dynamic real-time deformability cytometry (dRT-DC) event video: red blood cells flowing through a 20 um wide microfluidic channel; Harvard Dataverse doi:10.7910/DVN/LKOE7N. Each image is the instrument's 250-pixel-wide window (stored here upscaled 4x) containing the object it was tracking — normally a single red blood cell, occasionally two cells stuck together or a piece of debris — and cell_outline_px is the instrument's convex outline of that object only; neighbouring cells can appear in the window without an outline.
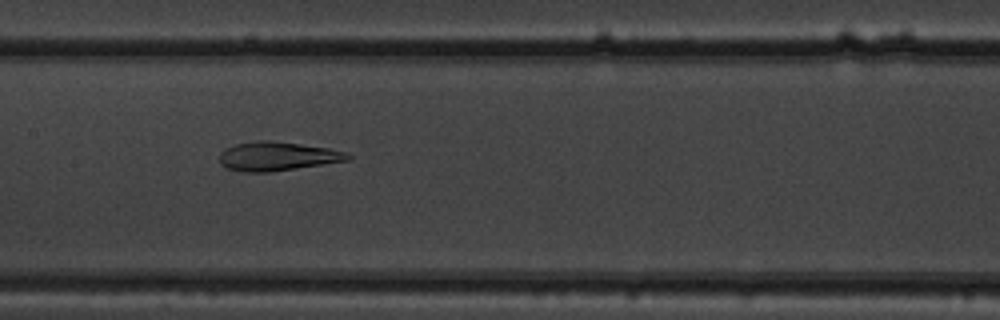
{"species": "common noctule bat (a hibernating species)", "species_latin": "Nyctalus noctula", "temperature_condition": "warm", "stored_images_in_passage": 48, "camera_frame_rate_fps": 3000, "um_per_image_px": 0.085, "animal": {"sex": "male", "body_mass_g": 19.5, "forearm_length_mm": 54.6}, "frame": {"image": 1, "passage_image": 22, "time_ms": 7.0, "image_size_px": [1000, 320], "cell_outline_px": [[352, 156], [348, 160], [324, 164], [272, 172], [244, 172], [224, 168], [220, 164], [220, 152], [224, 148], [236, 144], [256, 140], [272, 140], [328, 148], [348, 152]], "centroid_in_image_um": [23.54, 13.28], "position_along_channel_um": 183.9, "area_um2": 21.85}}
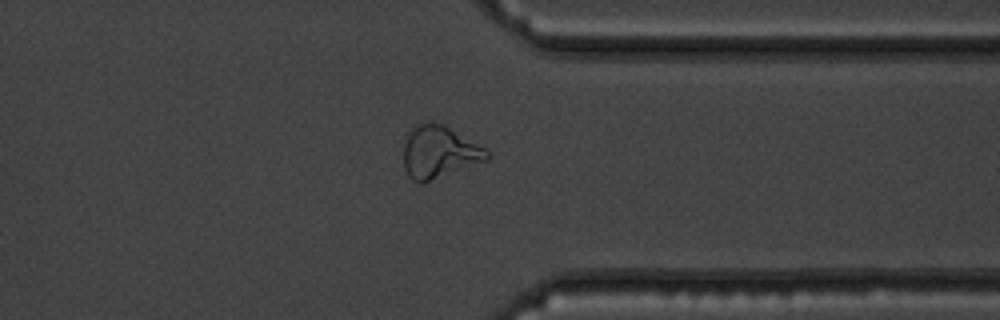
{"frame": {"image": 2, "passage_image": 37, "time_ms": 12.0, "image_size_px": [1000, 320], "cell_outline_px": [[492, 156], [488, 160], [424, 184], [420, 184], [412, 180], [408, 176], [404, 168], [404, 140], [408, 132], [420, 120], [432, 120], [444, 124], [484, 148]], "centroid_in_image_um": [37.29, 12.92], "position_along_channel_um": 374.1, "area_um2": 26.13}}
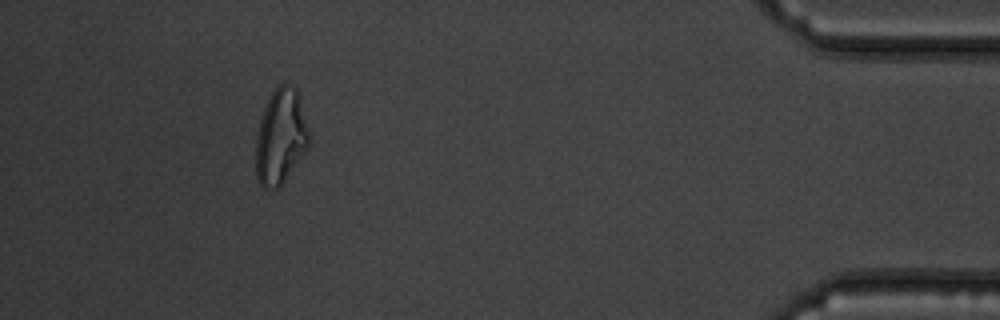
{"frame": {"image": 3, "passage_image": 44, "time_ms": 14.333, "image_size_px": [1000, 320], "cell_outline_px": [[308, 148], [280, 184], [276, 188], [264, 188], [260, 184], [256, 176], [256, 136], [260, 120], [264, 108], [272, 92], [284, 80], [296, 88], [300, 96], [308, 128]], "centroid_in_image_um": [23.85, 11.56], "position_along_channel_um": 411.4, "area_um2": 29.19}, "authors_computed_cell_mechanics": {"area_um2": 26.3279, "velocity_mm_per_s": 3.8571, "shape_relaxation_time_tau1_ms": null, "shape_relaxation_time_tau2_ms": 2.367, "deformation_change_tau1": null, "deformation_change_tau2": 0.1007}}